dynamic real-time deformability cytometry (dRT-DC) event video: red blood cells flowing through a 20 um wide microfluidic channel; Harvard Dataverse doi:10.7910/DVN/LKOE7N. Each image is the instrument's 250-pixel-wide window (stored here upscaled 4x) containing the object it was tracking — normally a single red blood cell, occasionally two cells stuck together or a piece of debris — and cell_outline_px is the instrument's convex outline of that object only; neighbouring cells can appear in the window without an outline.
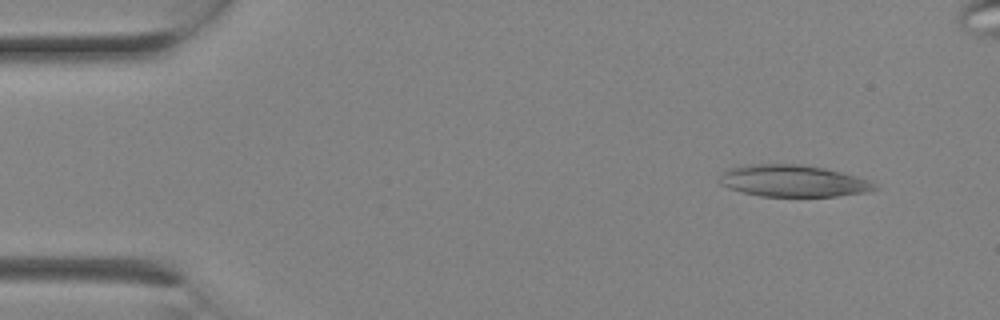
{"species": "Egyptian fruit bat (a non-hibernating species)", "species_latin": "Rousettus aegyptiacus", "temperature_condition": "room temperature", "stored_images_in_passage": 3, "camera_frame_rate_fps": 3000, "um_per_image_px": 0.085, "animal": {"sex": "female"}, "frame": {"image": 1, "passage_image": 1, "time_ms": 0.0, "image_size_px": [1000, 320], "cell_outline_px": [[880, 188], [868, 192], [836, 196], [760, 196], [728, 188], [720, 184], [716, 180], [720, 172], [728, 168], [752, 164], [804, 164], [824, 168], [872, 180]], "centroid_in_image_um": [67.4, 15.37], "position_along_channel_um": 17.6, "area_um2": 29.07}}